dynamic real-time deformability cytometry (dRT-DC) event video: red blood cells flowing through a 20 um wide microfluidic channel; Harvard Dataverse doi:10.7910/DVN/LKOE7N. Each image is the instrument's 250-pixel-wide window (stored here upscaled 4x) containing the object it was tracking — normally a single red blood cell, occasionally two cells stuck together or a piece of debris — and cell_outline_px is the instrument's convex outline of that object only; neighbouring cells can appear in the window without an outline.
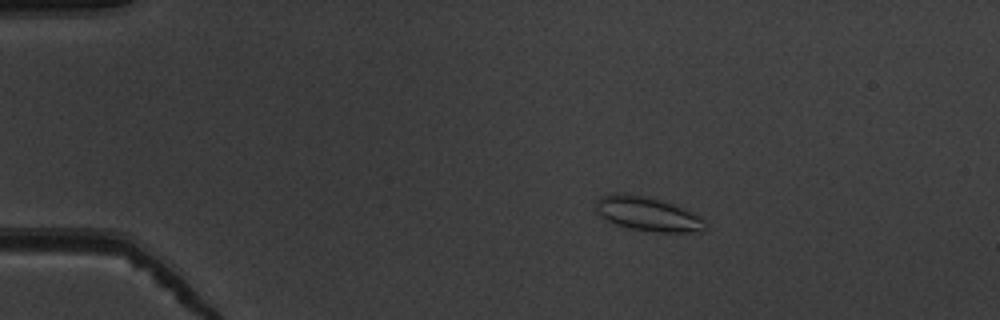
{"species": "common noctule bat (a hibernating species)", "species_latin": "Nyctalus noctula", "temperature_condition": "warm", "stored_images_in_passage": 54, "camera_frame_rate_fps": 3000, "um_per_image_px": 0.085, "animal": {"sex": "male", "body_mass_g": 19.5, "forearm_length_mm": 54.6}, "frame": {"image": 1, "passage_image": 11, "time_ms": 3.333, "image_size_px": [1000, 320], "cell_outline_px": [[708, 228], [704, 232], [656, 232], [632, 228], [616, 224], [608, 220], [596, 212], [596, 200], [612, 192], [624, 192], [648, 196], [684, 208], [700, 216], [704, 220]], "centroid_in_image_um": [55.09, 18.17], "position_along_channel_um": 29.9, "area_um2": 21.91}}
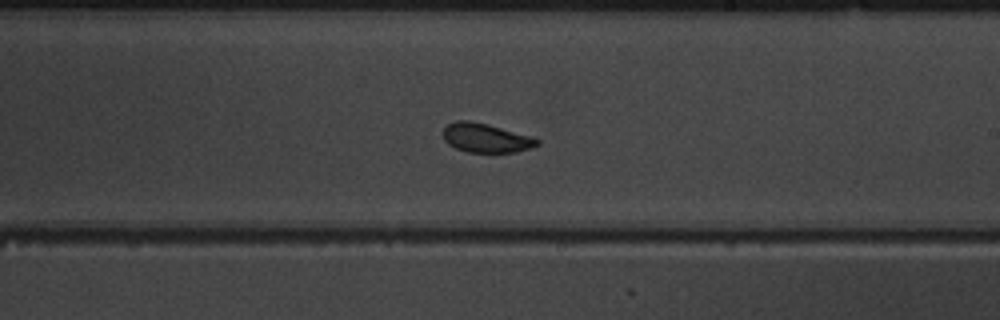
{"frame": {"image": 2, "passage_image": 33, "time_ms": 10.667, "image_size_px": [1000, 320], "cell_outline_px": [[540, 144], [532, 148], [516, 152], [468, 152], [456, 148], [448, 144], [444, 140], [444, 128], [448, 124], [456, 120], [468, 120], [488, 124], [532, 136], [540, 140]], "centroid_in_image_um": [41.33, 11.72], "position_along_channel_um": 247.7, "area_um2": 16.01}}
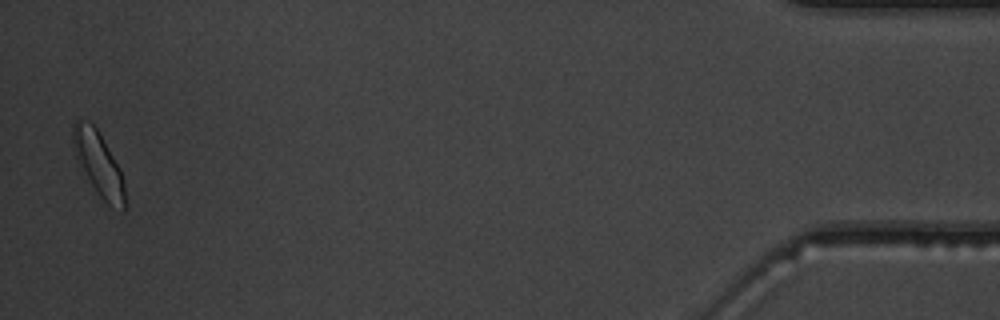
{"frame": {"image": 3, "passage_image": 53, "time_ms": 17.333, "image_size_px": [1000, 320], "cell_outline_px": [[124, 208], [108, 204], [100, 196], [92, 184], [76, 156], [72, 144], [72, 128], [76, 120], [88, 120], [96, 128], [120, 168], [124, 184]], "centroid_in_image_um": [8.35, 13.84], "position_along_channel_um": 426.8, "area_um2": 18.44}, "authors_computed_cell_mechanics": {"area_um2": 17.4556, "velocity_mm_per_s": 3.8955, "shape_relaxation_time_tau1_ms": 4.9047, "shape_relaxation_time_tau2_ms": 1.148, "deformation_change_tau1": 0.0977, "deformation_change_tau2": 0.0659}}